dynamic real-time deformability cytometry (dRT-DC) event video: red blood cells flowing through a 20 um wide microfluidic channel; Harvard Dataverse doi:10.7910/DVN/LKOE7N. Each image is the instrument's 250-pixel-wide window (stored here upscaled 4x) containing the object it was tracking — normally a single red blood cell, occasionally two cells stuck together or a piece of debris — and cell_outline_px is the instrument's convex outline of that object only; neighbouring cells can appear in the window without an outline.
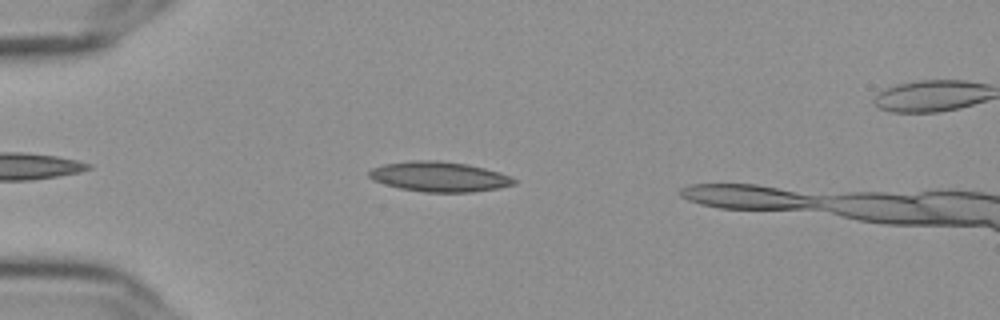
{"species": "Egyptian fruit bat (a non-hibernating species)", "species_latin": "Rousettus aegyptiacus", "temperature_condition": "cold", "stored_images_in_passage": 43, "camera_frame_rate_fps": 3000, "um_per_image_px": 0.085, "frame": {"image": 1, "passage_image": 7, "time_ms": 2.0, "image_size_px": [1000, 320], "cell_outline_px": [[516, 184], [496, 188], [472, 192], [424, 192], [400, 188], [384, 184], [372, 180], [368, 176], [368, 172], [372, 168], [384, 164], [412, 160], [436, 160], [468, 164], [500, 172], [512, 176], [516, 180]], "centroid_in_image_um": [37.33, 15.01], "position_along_channel_um": 47.7, "area_um2": 25.43}}
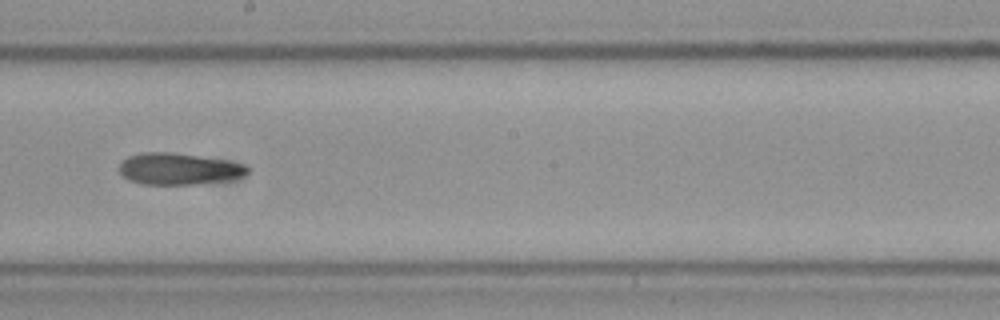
{"frame": {"image": 2, "passage_image": 24, "time_ms": 7.667, "image_size_px": [1000, 320], "cell_outline_px": [[248, 172], [244, 176], [228, 180], [196, 184], [144, 184], [128, 180], [120, 172], [120, 164], [128, 156], [140, 152], [172, 152], [224, 160], [244, 164], [248, 168]], "centroid_in_image_um": [15.18, 14.35], "position_along_channel_um": 233.0, "area_um2": 23.47}}
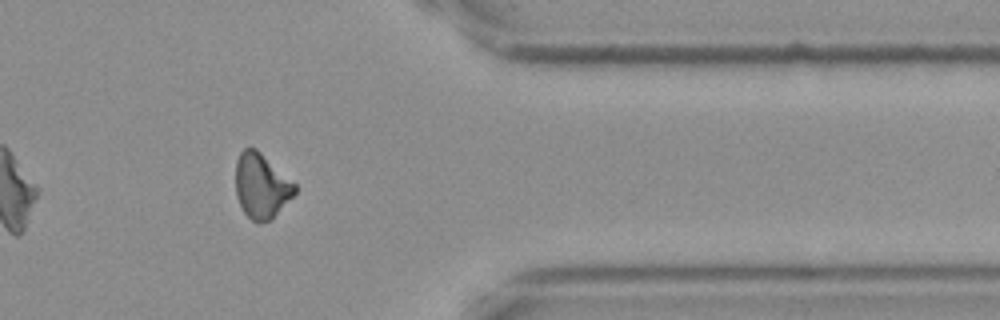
{"frame": {"image": 3, "passage_image": 38, "time_ms": 12.333, "image_size_px": [1000, 320], "cell_outline_px": [[296, 192], [272, 220], [260, 224], [256, 224], [244, 212], [236, 196], [236, 160], [240, 152], [244, 148], [256, 148], [296, 184]], "centroid_in_image_um": [22.21, 15.83], "position_along_channel_um": 389.2, "area_um2": 22.48}}